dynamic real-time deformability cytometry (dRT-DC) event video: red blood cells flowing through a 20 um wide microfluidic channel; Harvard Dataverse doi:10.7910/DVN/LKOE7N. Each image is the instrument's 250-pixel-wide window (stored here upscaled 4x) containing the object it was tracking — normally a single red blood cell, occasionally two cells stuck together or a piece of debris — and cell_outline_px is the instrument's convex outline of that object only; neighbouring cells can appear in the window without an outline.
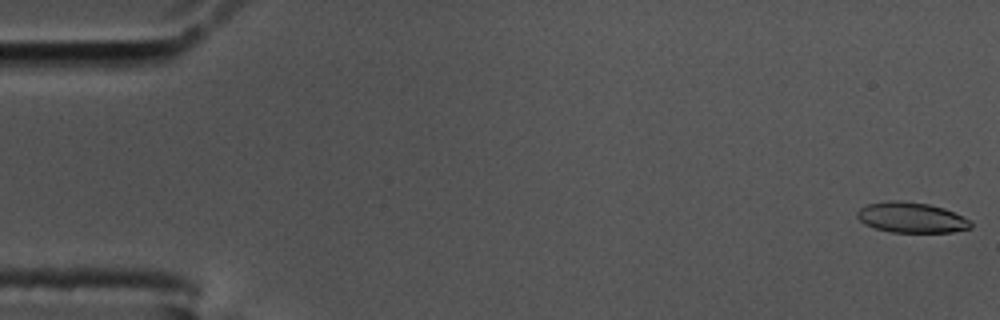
{"species": "common noctule bat (a hibernating species)", "species_latin": "Nyctalus noctula", "temperature_condition": "cold", "stored_images_in_passage": 58, "camera_frame_rate_fps": 3000, "um_per_image_px": 0.085, "animal": {"sex": "male", "body_mass_g": 17.5, "forearm_length_mm": 52.3}, "frame": {"image": 1, "passage_image": 1, "time_ms": 0.0, "image_size_px": [1000, 320], "cell_outline_px": [[972, 228], [952, 232], [892, 232], [876, 228], [864, 224], [856, 216], [856, 212], [860, 208], [868, 204], [888, 200], [900, 200], [928, 204], [944, 208], [972, 220]], "centroid_in_image_um": [77.48, 18.49], "position_along_channel_um": 7.5, "area_um2": 20.23}}
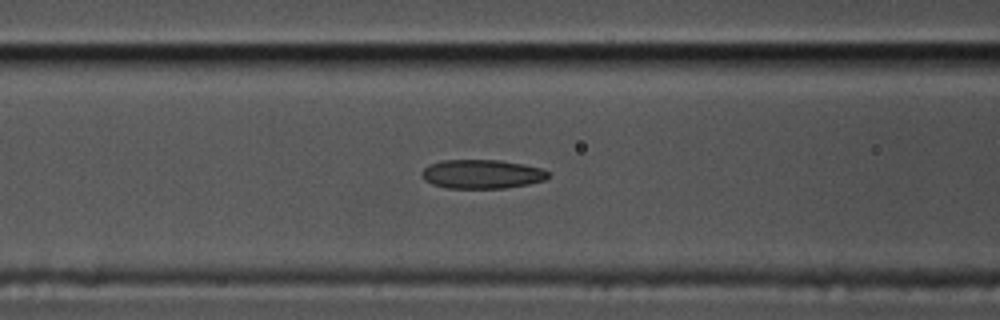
{"frame": {"image": 2, "passage_image": 23, "time_ms": 7.333, "image_size_px": [1000, 320], "cell_outline_px": [[548, 176], [544, 180], [528, 184], [508, 188], [448, 188], [432, 184], [424, 180], [420, 172], [428, 164], [440, 160], [500, 160], [524, 164], [540, 168], [548, 172]], "centroid_in_image_um": [40.92, 14.79], "position_along_channel_um": 125.7, "area_um2": 21.44}}
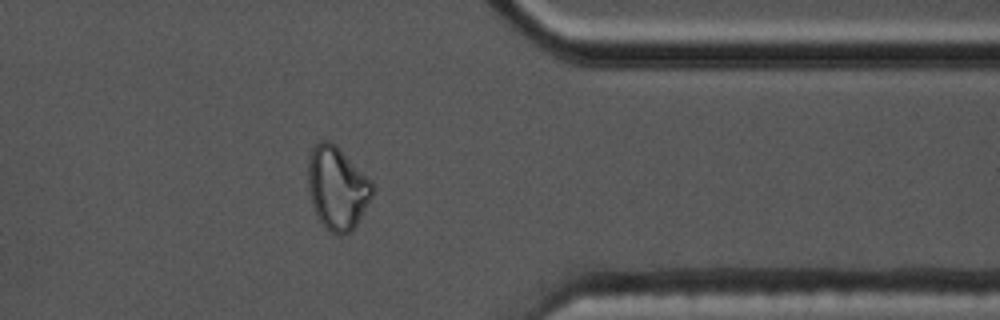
{"frame": {"image": 3, "passage_image": 46, "time_ms": 15.0, "image_size_px": [1000, 320], "cell_outline_px": [[372, 196], [356, 224], [348, 232], [340, 236], [324, 228], [316, 216], [308, 192], [308, 160], [312, 148], [320, 140], [328, 140], [336, 144], [372, 180]], "centroid_in_image_um": [28.63, 15.96], "position_along_channel_um": 382.8, "area_um2": 31.21}, "authors_computed_cell_mechanics": {"area_um2": 21.7906, "velocity_mm_per_s": 3.5151, "shape_relaxation_time_tau1_ms": null, "shape_relaxation_time_tau2_ms": 3.2627, "deformation_change_tau1": null, "deformation_change_tau2": 0.0988}}